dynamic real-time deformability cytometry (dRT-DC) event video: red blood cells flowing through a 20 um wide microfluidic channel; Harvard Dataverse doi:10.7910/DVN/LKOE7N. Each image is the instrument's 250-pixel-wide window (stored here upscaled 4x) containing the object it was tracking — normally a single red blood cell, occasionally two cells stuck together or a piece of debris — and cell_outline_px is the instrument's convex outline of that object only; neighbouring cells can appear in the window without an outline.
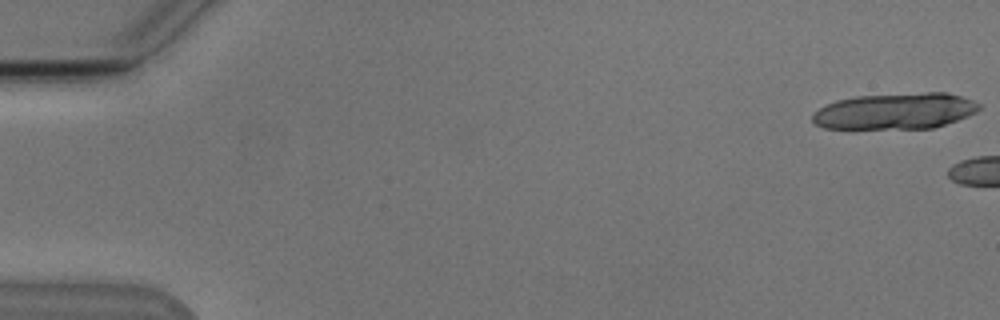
{"species": "Egyptian fruit bat (a non-hibernating species)", "species_latin": "Rousettus aegyptiacus", "temperature_condition": "cold", "stored_images_in_passage": 2, "camera_frame_rate_fps": 3000, "um_per_image_px": 0.085, "animal": {"sex": "male"}, "frame": {"image": 1, "passage_image": 1, "time_ms": 0.0, "image_size_px": [1000, 320], "cell_outline_px": [[980, 108], [976, 112], [968, 116], [932, 128], [824, 128], [816, 124], [812, 120], [812, 116], [820, 108], [836, 100], [856, 96], [924, 92], [948, 92], [972, 100], [980, 104]], "centroid_in_image_um": [76.11, 9.43], "position_along_channel_um": 8.9, "area_um2": 34.85}}